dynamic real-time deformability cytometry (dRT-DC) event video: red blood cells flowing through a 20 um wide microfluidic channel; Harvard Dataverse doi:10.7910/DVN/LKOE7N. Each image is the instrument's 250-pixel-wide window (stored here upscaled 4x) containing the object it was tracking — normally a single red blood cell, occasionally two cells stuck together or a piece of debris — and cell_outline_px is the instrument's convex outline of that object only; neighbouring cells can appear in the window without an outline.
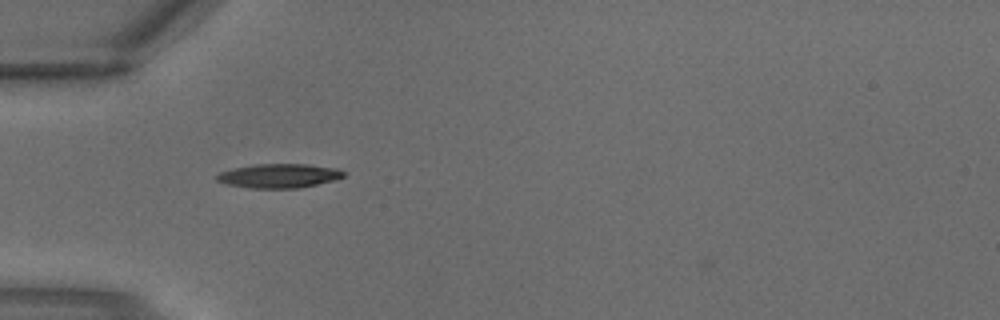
{"species": "common noctule bat (a hibernating species)", "species_latin": "Nyctalus noctula", "temperature_condition": "warm", "stored_images_in_passage": 1, "camera_frame_rate_fps": 3000, "um_per_image_px": 0.085, "animal": {"sex": "male", "body_mass_g": 18.8}, "frame": {"image": 1, "passage_image": 1, "time_ms": 0.0, "image_size_px": [1000, 320], "cell_outline_px": [[344, 176], [336, 180], [300, 188], [248, 188], [228, 184], [216, 180], [216, 176], [220, 172], [236, 168], [256, 164], [308, 164], [336, 168], [344, 172]], "centroid_in_image_um": [23.75, 14.95], "position_along_channel_um": 61.3, "area_um2": 17.74}}